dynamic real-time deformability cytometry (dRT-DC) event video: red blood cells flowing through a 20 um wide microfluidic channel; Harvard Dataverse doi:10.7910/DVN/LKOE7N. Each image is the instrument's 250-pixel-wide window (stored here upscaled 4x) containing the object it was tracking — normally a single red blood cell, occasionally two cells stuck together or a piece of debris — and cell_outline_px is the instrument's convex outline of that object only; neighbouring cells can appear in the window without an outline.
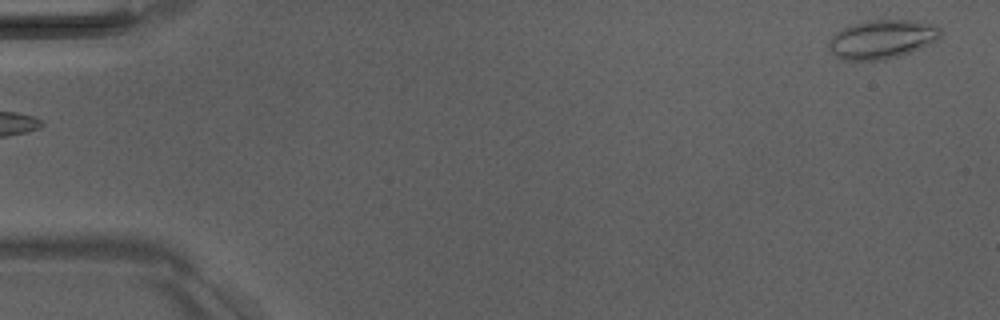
{"species": "Egyptian fruit bat (a non-hibernating species)", "species_latin": "Rousettus aegyptiacus", "temperature_condition": "room temperature", "stored_images_in_passage": 5, "camera_frame_rate_fps": 3000, "um_per_image_px": 0.085, "animal": {"sex": "male"}, "frame": {"image": 1, "passage_image": 5, "time_ms": 4.667, "image_size_px": [1000, 320], "cell_outline_px": [[944, 32], [940, 40], [900, 56], [884, 60], [844, 60], [836, 56], [828, 48], [828, 40], [836, 32], [852, 24], [868, 20], [916, 20], [936, 24]], "centroid_in_image_um": [75.03, 3.33], "position_along_channel_um": 10.0, "area_um2": 25.72}}